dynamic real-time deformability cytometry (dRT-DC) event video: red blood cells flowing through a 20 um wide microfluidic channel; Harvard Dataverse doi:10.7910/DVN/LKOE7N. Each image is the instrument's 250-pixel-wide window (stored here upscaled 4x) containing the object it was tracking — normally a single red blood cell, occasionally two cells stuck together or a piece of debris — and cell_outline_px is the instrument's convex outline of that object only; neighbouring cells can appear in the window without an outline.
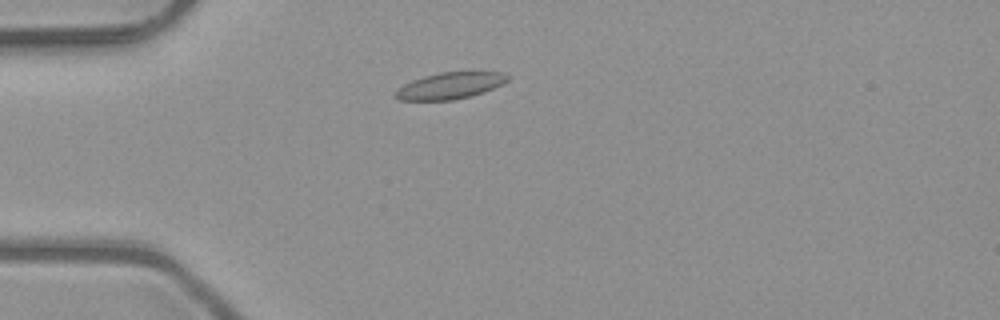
{"species": "common noctule bat (a hibernating species)", "species_latin": "Nyctalus noctula", "temperature_condition": "room temperature", "stored_images_in_passage": 39, "camera_frame_rate_fps": 3000, "um_per_image_px": 0.085, "animal": {"sex": "male", "body_mass_g": 23.1, "forearm_length_mm": 52.7}, "frame": {"image": 1, "passage_image": 2, "time_ms": 0.333, "image_size_px": [1000, 320], "cell_outline_px": [[512, 76], [508, 80], [484, 92], [472, 96], [452, 100], [400, 100], [392, 92], [396, 88], [412, 80], [424, 76], [440, 72], [504, 72]], "centroid_in_image_um": [38.24, 7.28], "position_along_channel_um": 46.8, "area_um2": 17.4}}
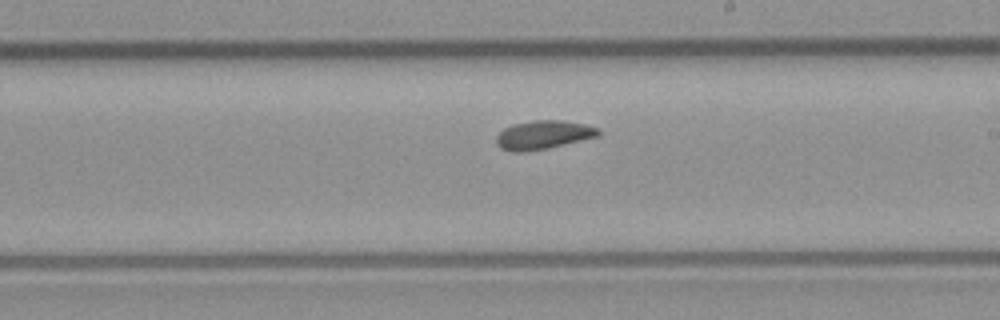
{"frame": {"image": 2, "passage_image": 18, "time_ms": 5.667, "image_size_px": [1000, 320], "cell_outline_px": [[600, 136], [548, 148], [524, 152], [512, 152], [500, 148], [496, 144], [496, 136], [504, 128], [512, 124], [536, 120], [564, 120], [584, 124], [600, 128]], "centroid_in_image_um": [46.18, 11.46], "position_along_channel_um": 242.8, "area_um2": 17.22}}
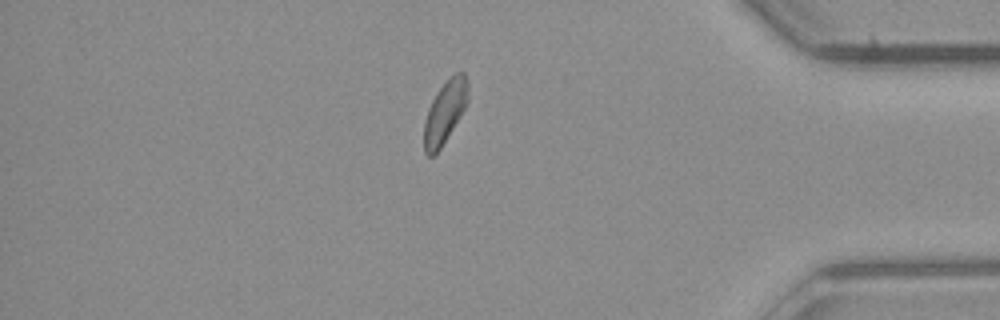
{"frame": {"image": 3, "passage_image": 32, "time_ms": 10.333, "image_size_px": [1000, 320], "cell_outline_px": [[468, 104], [440, 148], [432, 156], [428, 156], [424, 152], [424, 124], [428, 108], [436, 92], [448, 76], [456, 72], [464, 72], [468, 80]], "centroid_in_image_um": [37.83, 9.46], "position_along_channel_um": 397.4, "area_um2": 16.18}, "authors_computed_cell_mechanics": {"area_um2": 16.4152, "velocity_mm_per_s": 4.018, "shape_relaxation_time_tau1_ms": null, "shape_relaxation_time_tau2_ms": 4.2637, "deformation_change_tau1": null, "deformation_change_tau2": 0.0824}}